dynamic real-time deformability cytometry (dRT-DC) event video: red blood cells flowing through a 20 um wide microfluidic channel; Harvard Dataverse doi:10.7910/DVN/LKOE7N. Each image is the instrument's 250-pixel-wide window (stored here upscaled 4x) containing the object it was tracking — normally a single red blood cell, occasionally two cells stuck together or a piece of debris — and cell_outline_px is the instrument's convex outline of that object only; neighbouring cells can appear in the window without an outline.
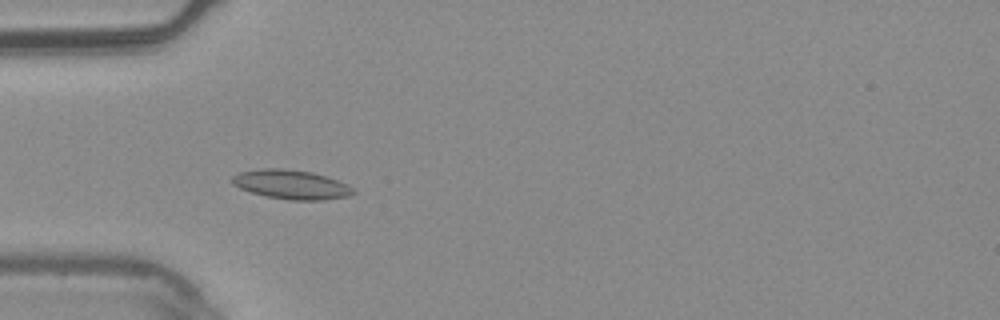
{"species": "common noctule bat (a hibernating species)", "species_latin": "Nyctalus noctula", "temperature_condition": "warm", "stored_images_in_passage": 8, "camera_frame_rate_fps": 3000, "um_per_image_px": 0.085, "animal": {"sex": "male", "body_mass_g": 20.4}, "frame": {"image": 1, "passage_image": 3, "time_ms": 0.667, "image_size_px": [1000, 320], "cell_outline_px": [[356, 192], [348, 196], [324, 200], [288, 200], [268, 196], [252, 192], [240, 188], [232, 184], [228, 180], [232, 176], [240, 172], [260, 168], [284, 168], [312, 172], [336, 180], [356, 188]], "centroid_in_image_um": [24.74, 15.68], "position_along_channel_um": 60.3, "area_um2": 20.69}}
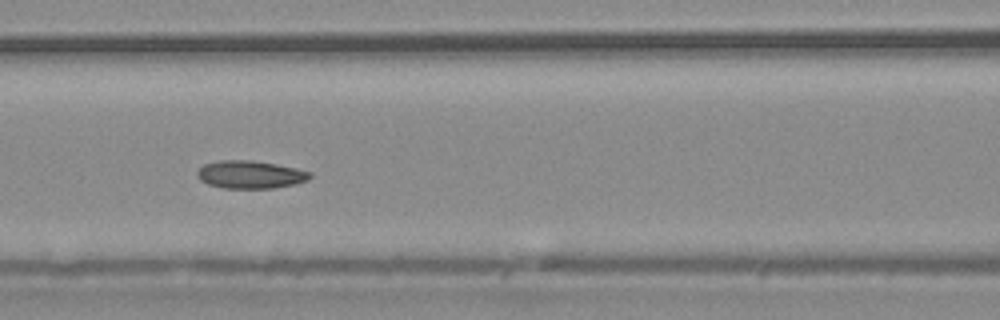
{"frame": {"image": 2, "passage_image": 5, "time_ms": 1.333, "image_size_px": [1000, 320], "cell_outline_px": [[312, 176], [308, 180], [296, 184], [272, 188], [224, 188], [208, 184], [200, 180], [196, 176], [196, 172], [204, 164], [220, 160], [252, 160], [276, 164], [296, 168], [312, 172]], "centroid_in_image_um": [21.28, 14.83], "position_along_channel_um": 145.3, "area_um2": 18.38}}
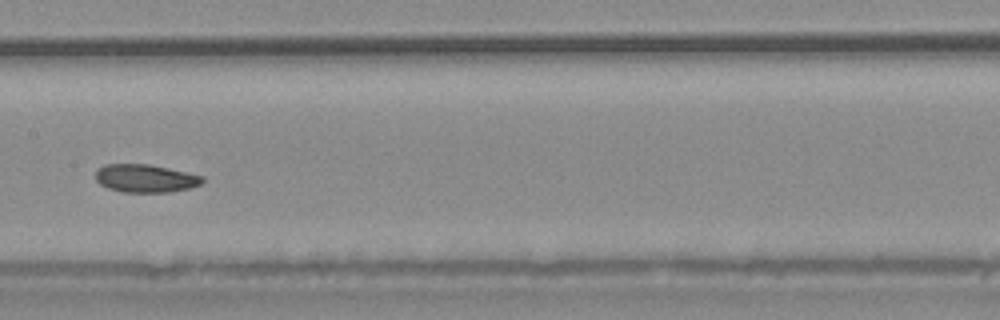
{"frame": {"image": 3, "passage_image": 6, "time_ms": 1.667, "image_size_px": [1000, 320], "cell_outline_px": [[204, 180], [200, 184], [188, 188], [172, 192], [124, 192], [108, 188], [100, 184], [96, 180], [96, 168], [104, 164], [148, 164], [188, 172], [204, 176]], "centroid_in_image_um": [12.35, 15.15], "position_along_channel_um": 195.1, "area_um2": 17.51}}